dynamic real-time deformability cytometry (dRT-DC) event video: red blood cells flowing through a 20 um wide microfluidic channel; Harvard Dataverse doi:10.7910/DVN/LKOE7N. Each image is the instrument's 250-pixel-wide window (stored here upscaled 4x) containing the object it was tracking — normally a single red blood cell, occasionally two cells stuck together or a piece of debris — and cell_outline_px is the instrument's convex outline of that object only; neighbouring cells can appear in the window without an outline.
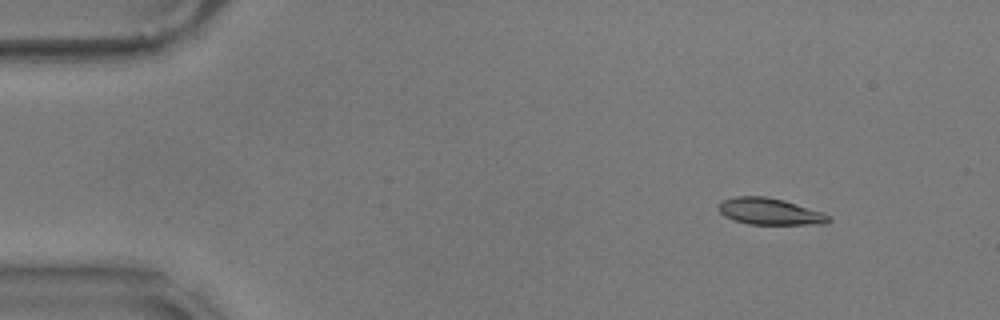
{"species": "common noctule bat (a hibernating species)", "species_latin": "Nyctalus noctula", "temperature_condition": "warm", "stored_images_in_passage": 51, "camera_frame_rate_fps": 3000, "um_per_image_px": 0.085, "animal": {"sex": "male", "body_mass_g": 17.9}, "frame": {"image": 1, "passage_image": 1, "time_ms": 0.0, "image_size_px": [1000, 320], "cell_outline_px": [[832, 220], [824, 224], [748, 224], [724, 216], [720, 212], [716, 204], [720, 200], [736, 196], [764, 196], [784, 200], [824, 212], [832, 216]], "centroid_in_image_um": [65.44, 17.96], "position_along_channel_um": 19.6, "area_um2": 17.28}}
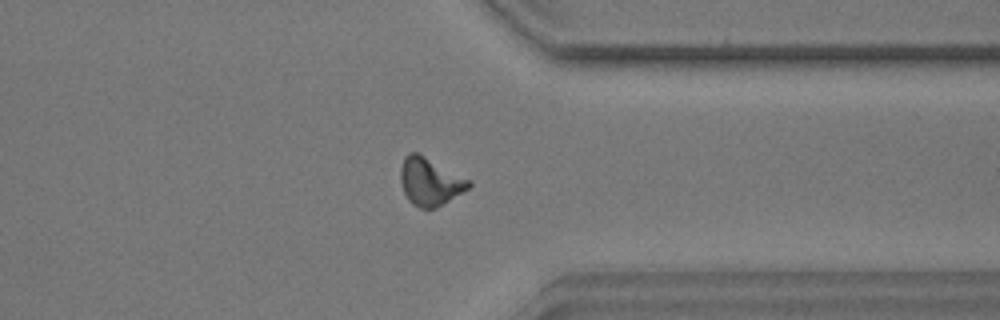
{"frame": {"image": 2, "passage_image": 39, "time_ms": 12.667, "image_size_px": [1000, 320], "cell_outline_px": [[472, 184], [468, 188], [444, 204], [436, 208], [420, 208], [412, 204], [408, 200], [404, 192], [400, 180], [400, 168], [404, 156], [408, 152], [416, 152], [472, 180]], "centroid_in_image_um": [36.54, 15.44], "position_along_channel_um": 374.9, "area_um2": 19.02}}
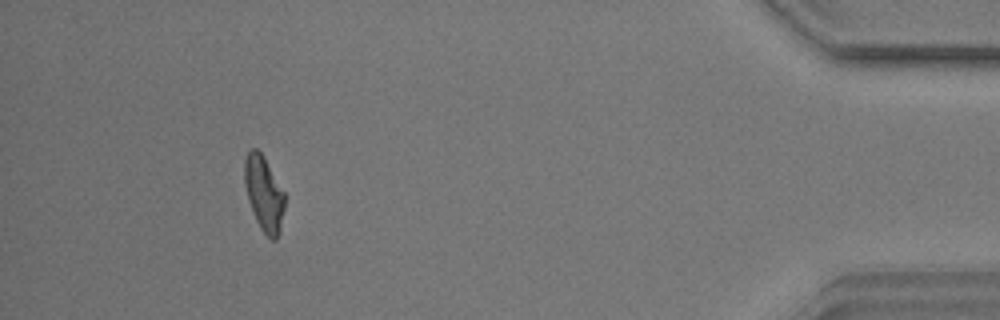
{"frame": {"image": 3, "passage_image": 47, "time_ms": 15.333, "image_size_px": [1000, 320], "cell_outline_px": [[284, 208], [280, 228], [276, 240], [272, 240], [260, 228], [256, 220], [248, 200], [244, 184], [244, 160], [248, 152], [252, 148], [256, 148], [264, 156], [284, 192]], "centroid_in_image_um": [22.41, 16.43], "position_along_channel_um": 412.8, "area_um2": 17.4}, "authors_computed_cell_mechanics": {"area_um2": 17.8602, "velocity_mm_per_s": 3.5431, "shape_relaxation_time_tau1_ms": 4.1536, "shape_relaxation_time_tau2_ms": 2.8542, "deformation_change_tau1": 0.164, "deformation_change_tau2": 0.0992}}